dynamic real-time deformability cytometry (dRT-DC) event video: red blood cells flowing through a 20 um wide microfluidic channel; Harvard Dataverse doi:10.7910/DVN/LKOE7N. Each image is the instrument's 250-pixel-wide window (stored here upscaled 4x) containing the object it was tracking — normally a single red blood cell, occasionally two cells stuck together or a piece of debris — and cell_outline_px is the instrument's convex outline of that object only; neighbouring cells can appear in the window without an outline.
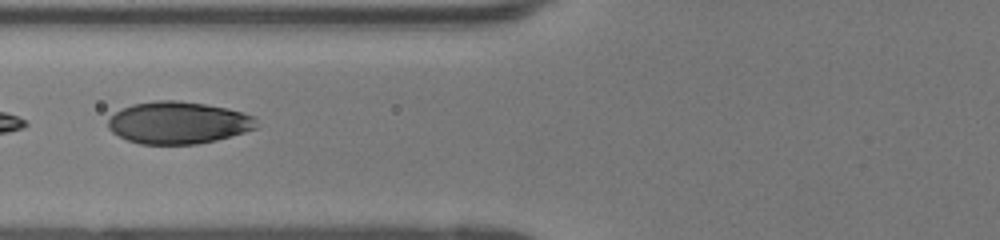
{"species": "human", "species_latin": "Homo sapiens", "temperature_condition": "room temperature", "stored_images_in_passage": 36, "camera_frame_rate_fps": 3000, "um_per_image_px": 0.085, "donor": {"sex": "female"}, "frame": {"image": 1, "passage_image": 8, "time_ms": 2.333, "image_size_px": [1000, 240], "cell_outline_px": [[256, 128], [244, 132], [216, 140], [196, 144], [140, 144], [128, 140], [112, 132], [108, 128], [108, 120], [116, 112], [132, 104], [156, 100], [176, 100], [204, 104], [228, 108], [252, 116], [256, 120]], "centroid_in_image_um": [15.13, 10.43], "position_along_channel_um": 110.7, "area_um2": 36.18}}
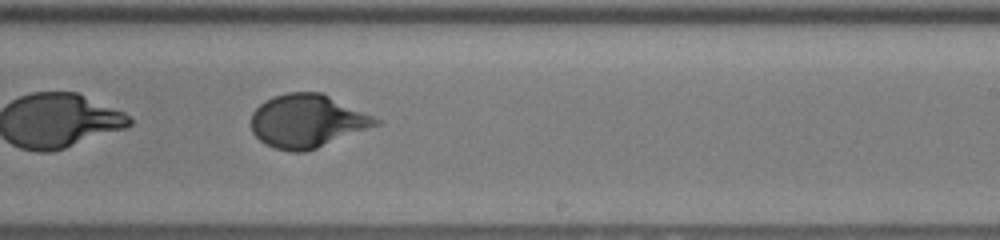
{"frame": {"image": 2, "passage_image": 19, "time_ms": 6.0, "image_size_px": [1000, 240], "cell_outline_px": [[380, 124], [316, 148], [304, 152], [292, 152], [276, 148], [264, 144], [252, 132], [252, 112], [264, 100], [272, 96], [288, 92], [320, 92], [372, 116], [380, 120]], "centroid_in_image_um": [26.06, 10.29], "position_along_channel_um": 262.9, "area_um2": 38.15}}
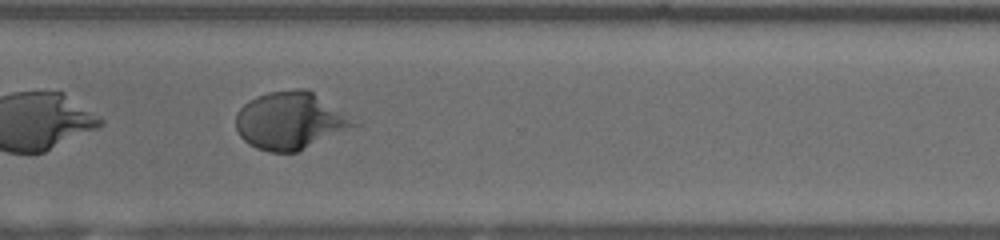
{"frame": {"image": 3, "passage_image": 25, "time_ms": 8.0, "image_size_px": [1000, 240], "cell_outline_px": [[360, 124], [296, 152], [268, 152], [256, 148], [248, 144], [240, 136], [236, 128], [236, 112], [248, 100], [256, 96], [268, 92], [296, 88], [304, 88], [312, 92]], "centroid_in_image_um": [24.6, 10.26], "position_along_channel_um": 346.0, "area_um2": 38.96}, "authors_computed_cell_mechanics": {"area_um2": 37.3388, "velocity_mm_per_s": 4.1531, "shape_relaxation_time_tau1_ms": 4.2848, "shape_relaxation_time_tau2_ms": null, "deformation_change_tau1": 0.197, "deformation_change_tau2": null}}